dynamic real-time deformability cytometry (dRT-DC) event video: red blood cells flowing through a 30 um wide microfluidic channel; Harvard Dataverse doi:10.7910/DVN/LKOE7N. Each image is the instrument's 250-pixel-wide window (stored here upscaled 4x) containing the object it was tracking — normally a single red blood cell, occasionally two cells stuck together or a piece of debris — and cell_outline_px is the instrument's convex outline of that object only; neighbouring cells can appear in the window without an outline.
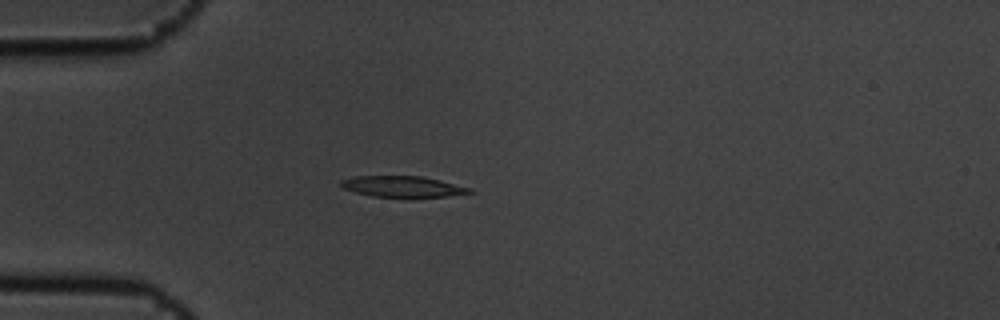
{"species": "common noctule bat (a hibernating species)", "species_latin": "Nyctalus noctula", "temperature_condition": "cold", "stored_images_in_passage": 4, "camera_frame_rate_fps": 3000, "um_per_image_px": 0.085, "animal": {"sex": "male", "body_mass_g": 19.5, "forearm_length_mm": 54.6}, "frame": {"image": 1, "passage_image": 3, "time_ms": 0.667, "image_size_px": [1000, 320], "cell_outline_px": [[476, 192], [448, 196], [372, 196], [356, 192], [344, 188], [340, 184], [340, 180], [356, 176], [420, 176], [440, 180], [472, 188]], "centroid_in_image_um": [34.26, 15.84], "position_along_channel_um": 50.7, "area_um2": 15.43}}